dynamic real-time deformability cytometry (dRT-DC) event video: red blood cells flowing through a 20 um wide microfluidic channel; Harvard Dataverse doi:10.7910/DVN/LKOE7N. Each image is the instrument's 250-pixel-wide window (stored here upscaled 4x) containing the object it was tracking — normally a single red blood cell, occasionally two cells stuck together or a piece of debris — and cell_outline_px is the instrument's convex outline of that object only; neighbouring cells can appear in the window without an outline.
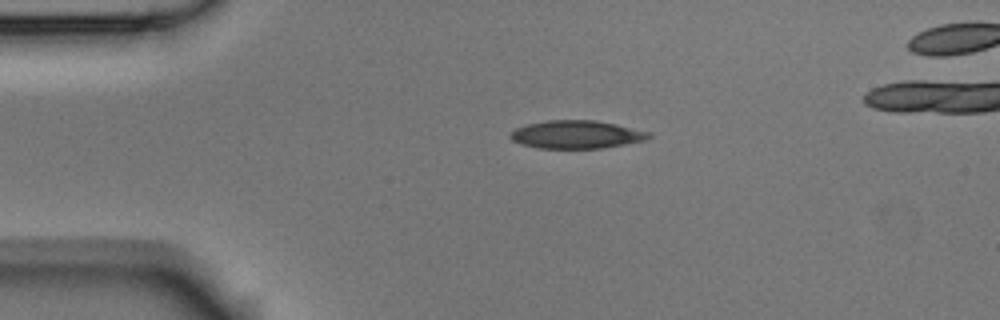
{"species": "Egyptian fruit bat (a non-hibernating species)", "species_latin": "Rousettus aegyptiacus", "temperature_condition": "room temperature", "stored_images_in_passage": 40, "camera_frame_rate_fps": 3000, "um_per_image_px": 0.085, "animal": {"sex": "male"}, "frame": {"image": 1, "passage_image": 1, "time_ms": 0.0, "image_size_px": [1000, 320], "cell_outline_px": [[652, 136], [644, 140], [624, 144], [600, 148], [540, 148], [520, 144], [512, 140], [508, 136], [508, 132], [516, 128], [528, 124], [548, 120], [596, 120], [616, 124], [652, 132]], "centroid_in_image_um": [48.98, 11.42], "position_along_channel_um": 36.0, "area_um2": 22.66}}
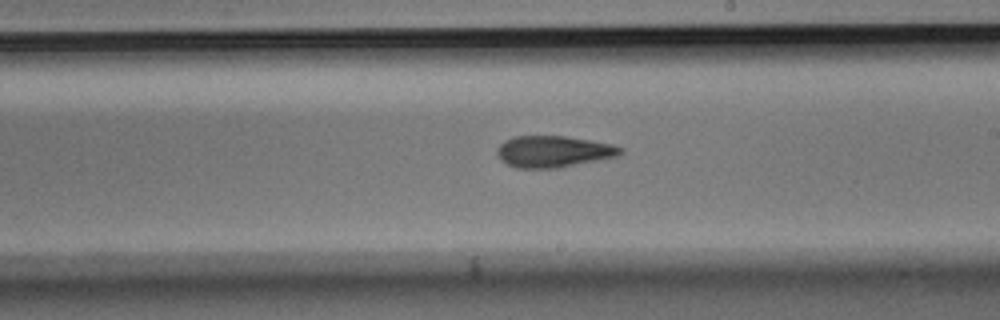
{"frame": {"image": 2, "passage_image": 20, "time_ms": 6.333, "image_size_px": [1000, 320], "cell_outline_px": [[624, 152], [620, 156], [560, 168], [516, 168], [500, 160], [496, 152], [496, 148], [504, 140], [512, 136], [568, 136], [612, 144], [624, 148]], "centroid_in_image_um": [47.06, 12.88], "position_along_channel_um": 241.9, "area_um2": 23.06}}
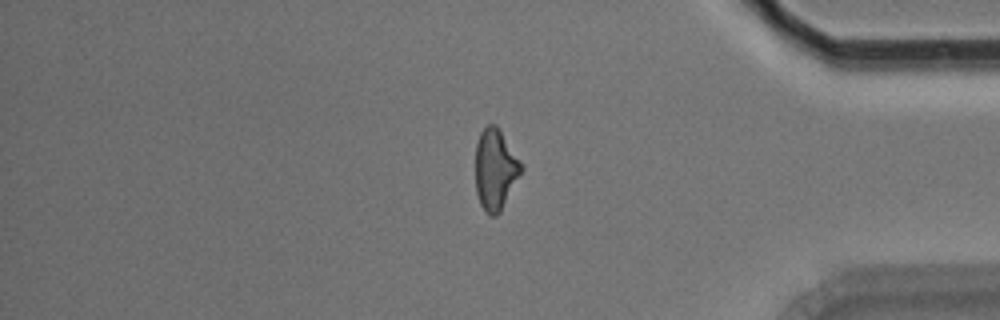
{"frame": {"image": 3, "passage_image": 34, "time_ms": 11.0, "image_size_px": [1000, 320], "cell_outline_px": [[524, 168], [500, 212], [496, 216], [488, 216], [480, 204], [476, 192], [476, 144], [480, 132], [488, 124], [496, 124], [524, 164]], "centroid_in_image_um": [42.12, 14.4], "position_along_channel_um": 393.1, "area_um2": 21.79}}